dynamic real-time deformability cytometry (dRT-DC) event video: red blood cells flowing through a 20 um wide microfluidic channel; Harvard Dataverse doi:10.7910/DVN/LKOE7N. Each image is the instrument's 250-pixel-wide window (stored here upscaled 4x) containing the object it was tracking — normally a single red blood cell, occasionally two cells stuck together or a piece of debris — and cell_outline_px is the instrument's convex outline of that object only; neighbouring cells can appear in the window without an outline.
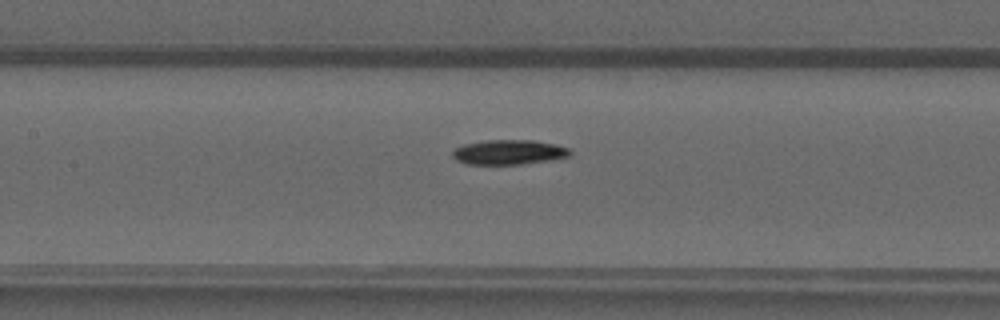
{"species": "common noctule bat (a hibernating species)", "species_latin": "Nyctalus noctula", "temperature_condition": "warm", "stored_images_in_passage": 45, "camera_frame_rate_fps": 3000, "um_per_image_px": 0.085, "animal": {"sex": "male", "forearm_length_mm": 52.5}, "frame": {"image": 1, "passage_image": 19, "time_ms": 6.0, "image_size_px": [1000, 320], "cell_outline_px": [[572, 152], [568, 156], [552, 160], [520, 164], [468, 164], [456, 160], [452, 156], [452, 152], [456, 148], [464, 144], [484, 140], [532, 140], [556, 144], [572, 148]], "centroid_in_image_um": [43.28, 12.93], "position_along_channel_um": 164.1, "area_um2": 17.05}}
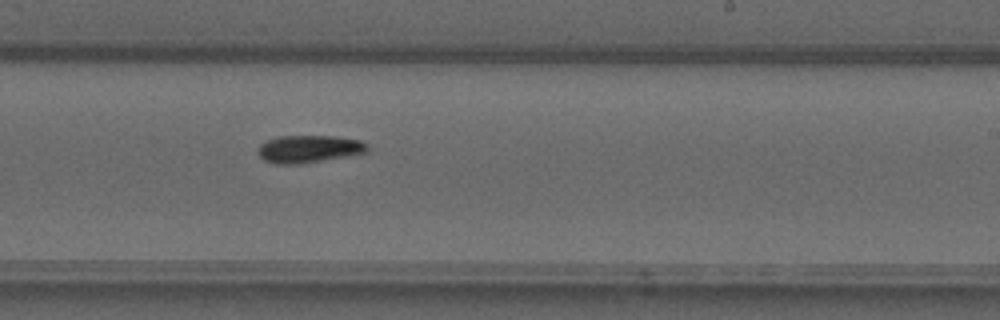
{"frame": {"image": 2, "passage_image": 26, "time_ms": 8.333, "image_size_px": [1000, 320], "cell_outline_px": [[368, 152], [300, 164], [276, 164], [264, 160], [256, 152], [260, 144], [268, 140], [280, 136], [332, 136], [360, 140], [368, 144]], "centroid_in_image_um": [26.24, 12.66], "position_along_channel_um": 262.8, "area_um2": 17.46}}
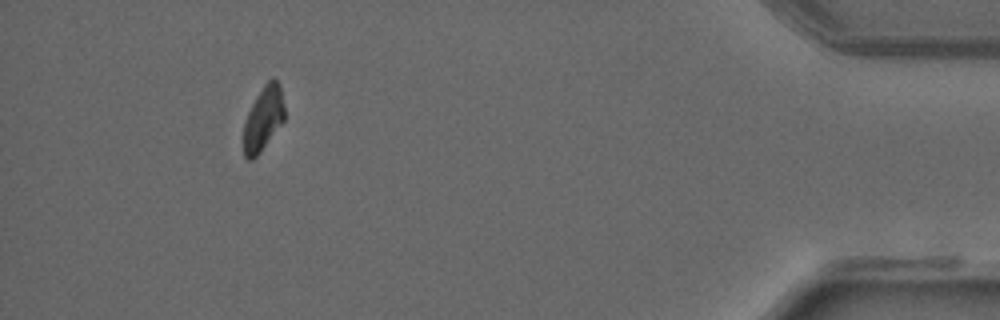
{"frame": {"image": 3, "passage_image": 41, "time_ms": 13.333, "image_size_px": [1000, 320], "cell_outline_px": [[284, 120], [260, 152], [252, 160], [248, 160], [244, 156], [244, 124], [248, 112], [256, 96], [264, 84], [272, 76], [280, 84], [284, 104]], "centroid_in_image_um": [22.39, 10.05], "position_along_channel_um": 412.8, "area_um2": 15.2}}